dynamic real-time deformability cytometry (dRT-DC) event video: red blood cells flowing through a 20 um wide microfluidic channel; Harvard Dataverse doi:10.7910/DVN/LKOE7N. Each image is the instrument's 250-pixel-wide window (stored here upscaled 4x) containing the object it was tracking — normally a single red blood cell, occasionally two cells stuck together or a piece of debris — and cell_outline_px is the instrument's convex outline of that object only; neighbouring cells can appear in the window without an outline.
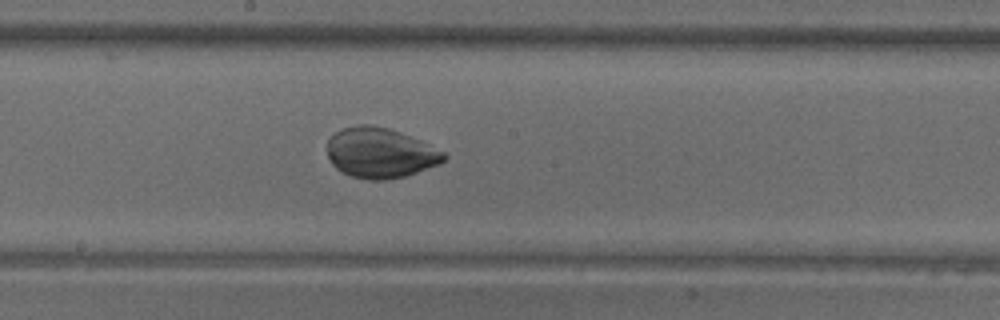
{"species": "common noctule bat (a hibernating species)", "species_latin": "Nyctalus noctula", "temperature_condition": "warm", "stored_images_in_passage": 49, "camera_frame_rate_fps": 3000, "um_per_image_px": 0.085, "animal": {"sex": "male", "body_mass_g": 18.8}, "frame": {"image": 1, "passage_image": 28, "time_ms": 9.0, "image_size_px": [1000, 320], "cell_outline_px": [[448, 156], [440, 164], [404, 176], [384, 180], [368, 180], [352, 176], [336, 168], [332, 164], [328, 156], [328, 140], [336, 132], [344, 128], [360, 124], [372, 124], [388, 128], [400, 132], [420, 140], [444, 152]], "centroid_in_image_um": [32.33, 12.99], "position_along_channel_um": 215.9, "area_um2": 33.93}}